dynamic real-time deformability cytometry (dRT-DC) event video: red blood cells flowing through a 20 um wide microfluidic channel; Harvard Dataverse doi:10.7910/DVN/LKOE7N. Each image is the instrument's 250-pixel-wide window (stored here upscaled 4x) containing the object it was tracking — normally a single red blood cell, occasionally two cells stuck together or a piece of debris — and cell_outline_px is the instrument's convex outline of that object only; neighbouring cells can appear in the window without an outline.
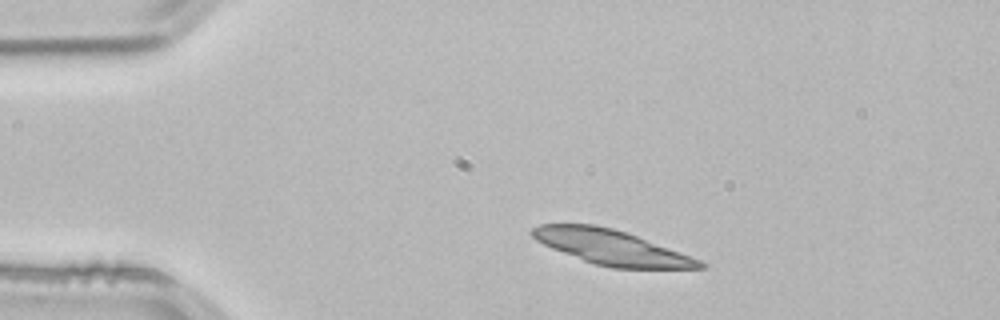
{"species": "common noctule bat (a hibernating species)", "species_latin": "Nyctalus noctula", "temperature_condition": "room temperature", "stored_images_in_passage": 47, "segment_of_instrument_passage": [1, 2], "camera_frame_rate_fps": 3000, "um_per_image_px": 0.085, "animal": {"sex": "male", "body_mass_g": 21.5, "forearm_length_mm": 52.0}, "frame": {"image": 1, "passage_image": 5, "time_ms": 1.333, "image_size_px": [1000, 320], "cell_outline_px": [[708, 264], [704, 268], [612, 268], [596, 264], [584, 260], [552, 248], [536, 240], [528, 232], [532, 228], [540, 224], [596, 224], [612, 228], [636, 236], [700, 260]], "centroid_in_image_um": [51.92, 21.01], "position_along_channel_um": 33.1, "area_um2": 33.35}}